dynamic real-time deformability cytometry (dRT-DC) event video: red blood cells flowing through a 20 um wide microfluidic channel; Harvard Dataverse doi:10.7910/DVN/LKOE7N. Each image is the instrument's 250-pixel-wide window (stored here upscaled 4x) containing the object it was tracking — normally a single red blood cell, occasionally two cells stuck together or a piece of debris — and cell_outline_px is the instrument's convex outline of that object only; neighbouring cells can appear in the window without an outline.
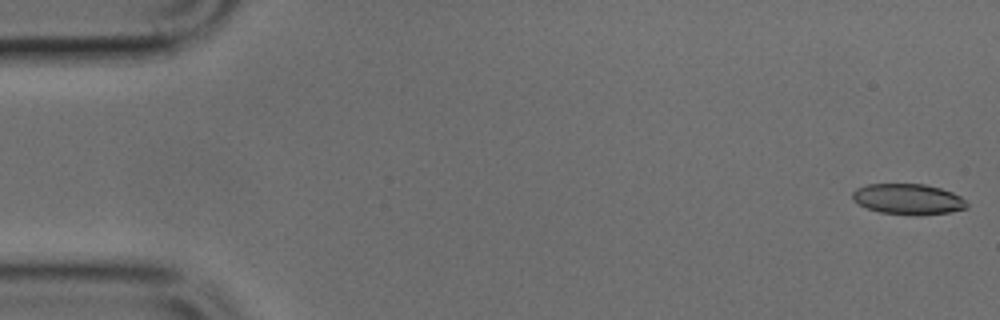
{"species": "common noctule bat (a hibernating species)", "species_latin": "Nyctalus noctula", "temperature_condition": "cold", "stored_images_in_passage": 17, "camera_frame_rate_fps": 3000, "um_per_image_px": 0.085, "animal": {"sex": "male", "body_mass_g": 17.9, "forearm_length_mm": 54.2}, "frame": {"image": 1, "passage_image": 1, "time_ms": 0.0, "image_size_px": [1000, 320], "cell_outline_px": [[968, 208], [948, 212], [920, 216], [880, 212], [868, 208], [852, 200], [852, 192], [856, 188], [868, 184], [924, 184], [940, 188], [952, 192], [960, 196], [968, 204]], "centroid_in_image_um": [77.19, 16.93], "position_along_channel_um": 7.8, "area_um2": 20.46}}
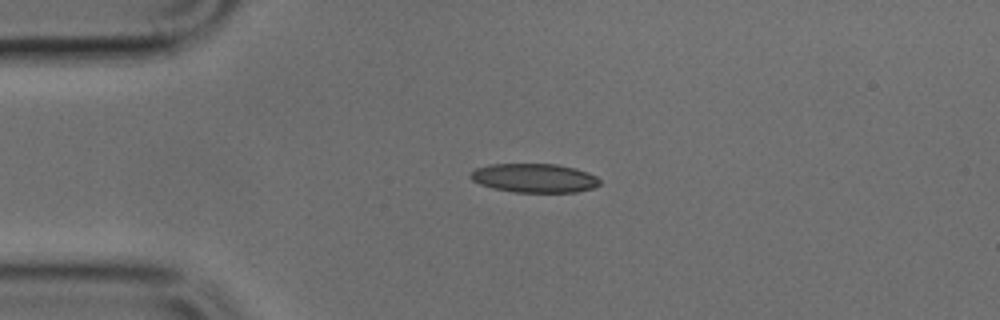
{"frame": {"image": 2, "passage_image": 11, "time_ms": 3.333, "image_size_px": [1000, 320], "cell_outline_px": [[600, 184], [592, 188], [576, 192], [516, 192], [492, 188], [480, 184], [472, 180], [468, 176], [476, 168], [492, 164], [556, 164], [576, 168], [588, 172], [596, 176], [600, 180]], "centroid_in_image_um": [45.42, 15.13], "position_along_channel_um": 39.6, "area_um2": 21.79}}